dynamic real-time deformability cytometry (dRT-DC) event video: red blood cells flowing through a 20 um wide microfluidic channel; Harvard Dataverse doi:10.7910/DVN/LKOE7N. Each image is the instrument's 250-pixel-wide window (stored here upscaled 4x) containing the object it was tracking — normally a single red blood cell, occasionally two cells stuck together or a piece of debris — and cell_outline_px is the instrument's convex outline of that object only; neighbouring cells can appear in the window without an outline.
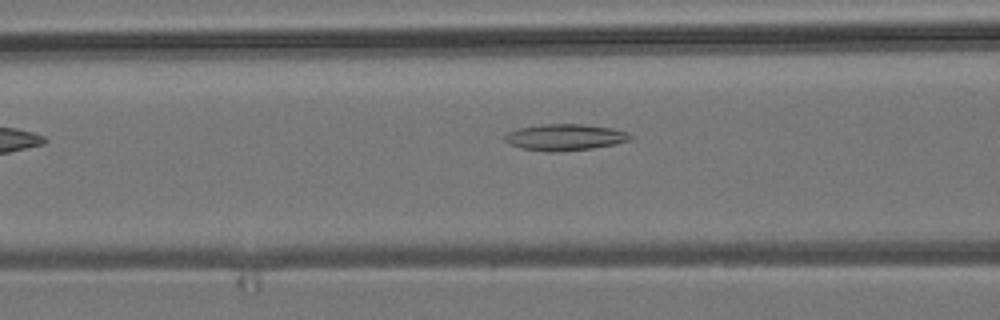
{"species": "common noctule bat (a hibernating species)", "species_latin": "Nyctalus noctula", "temperature_condition": "room temperature", "stored_images_in_passage": 6, "camera_frame_rate_fps": 3000, "um_per_image_px": 0.085, "animal": {"sex": "male", "body_mass_g": 19.2, "forearm_length_mm": 51.8}, "frame": {"image": 1, "passage_image": 5, "time_ms": 5.667, "image_size_px": [1000, 320], "cell_outline_px": [[632, 136], [628, 140], [616, 144], [592, 148], [552, 152], [548, 152], [520, 148], [508, 144], [504, 140], [504, 136], [508, 132], [520, 128], [544, 124], [584, 124], [612, 128], [628, 132]], "centroid_in_image_um": [48.0, 11.67], "position_along_channel_um": 118.6, "area_um2": 19.25}}
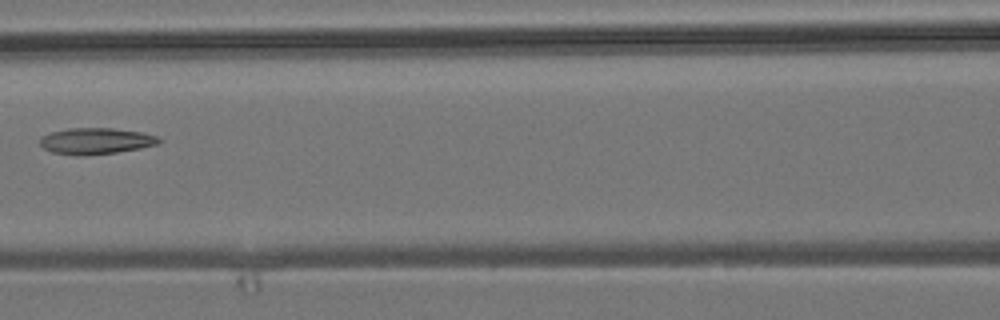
{"frame": {"image": 2, "passage_image": 6, "time_ms": 6.667, "image_size_px": [1000, 320], "cell_outline_px": [[164, 140], [160, 144], [140, 148], [116, 152], [84, 156], [76, 156], [52, 152], [44, 148], [40, 144], [40, 136], [52, 132], [68, 128], [112, 128], [140, 132], [156, 136]], "centroid_in_image_um": [8.15, 11.99], "position_along_channel_um": 158.4, "area_um2": 18.32}}